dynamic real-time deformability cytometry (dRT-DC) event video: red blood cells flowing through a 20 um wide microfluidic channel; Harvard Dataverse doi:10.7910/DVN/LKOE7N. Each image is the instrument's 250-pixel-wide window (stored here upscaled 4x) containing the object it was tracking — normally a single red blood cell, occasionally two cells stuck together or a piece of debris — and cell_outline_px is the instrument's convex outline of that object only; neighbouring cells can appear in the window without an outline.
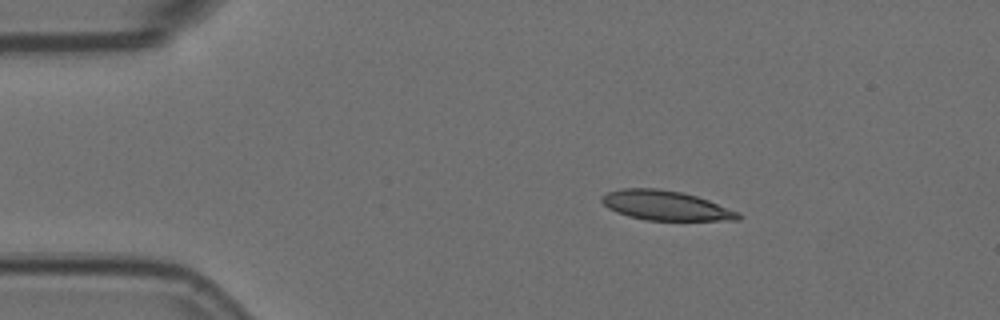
{"species": "Egyptian fruit bat (a non-hibernating species)", "species_latin": "Rousettus aegyptiacus", "temperature_condition": "room temperature", "stored_images_in_passage": 3, "camera_frame_rate_fps": 3000, "um_per_image_px": 0.085, "animal": {"sex": "female"}, "frame": {"image": 1, "passage_image": 2, "time_ms": 0.333, "image_size_px": [1000, 320], "cell_outline_px": [[744, 216], [740, 220], [648, 220], [628, 216], [616, 212], [608, 208], [600, 200], [600, 196], [608, 192], [620, 188], [656, 188], [680, 192], [696, 196], [708, 200], [740, 212]], "centroid_in_image_um": [56.58, 17.47], "position_along_channel_um": 28.4, "area_um2": 23.58}}